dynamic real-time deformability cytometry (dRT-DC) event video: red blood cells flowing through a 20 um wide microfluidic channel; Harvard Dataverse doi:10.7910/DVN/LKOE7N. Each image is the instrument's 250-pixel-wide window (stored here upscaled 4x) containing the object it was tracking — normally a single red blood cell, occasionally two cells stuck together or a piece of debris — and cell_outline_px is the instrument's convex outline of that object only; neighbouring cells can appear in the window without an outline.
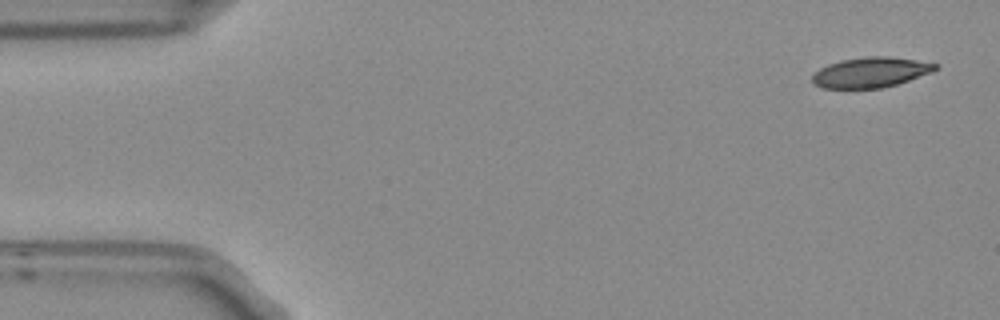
{"species": "Egyptian fruit bat (a non-hibernating species)", "species_latin": "Rousettus aegyptiacus", "temperature_condition": "room temperature", "stored_images_in_passage": 5, "camera_frame_rate_fps": 3000, "um_per_image_px": 0.085, "frame": {"image": 1, "passage_image": 1, "time_ms": 0.0, "image_size_px": [1000, 320], "cell_outline_px": [[936, 68], [932, 72], [896, 84], [880, 88], [820, 88], [812, 84], [812, 76], [820, 68], [828, 64], [840, 60], [868, 56], [888, 56], [916, 60], [936, 64]], "centroid_in_image_um": [73.95, 6.15], "position_along_channel_um": 11.1, "area_um2": 21.5}}
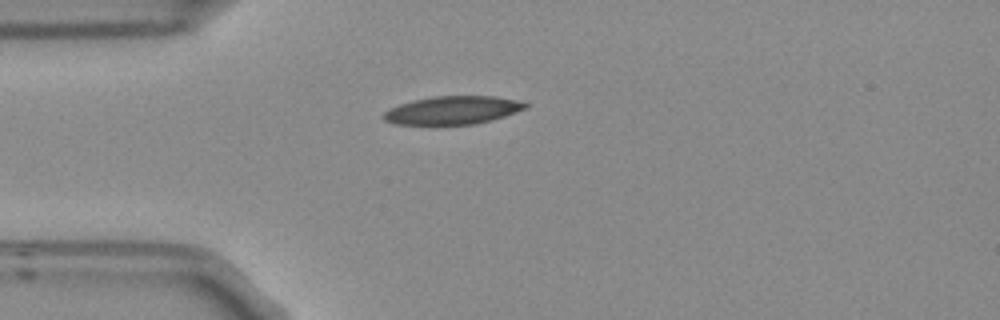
{"frame": {"image": 2, "passage_image": 4, "time_ms": 1.0, "image_size_px": [1000, 320], "cell_outline_px": [[528, 108], [492, 120], [476, 124], [396, 124], [384, 120], [380, 116], [388, 108], [412, 100], [432, 96], [492, 96], [516, 100], [528, 104]], "centroid_in_image_um": [38.44, 9.36], "position_along_channel_um": 46.6, "area_um2": 23.29}}